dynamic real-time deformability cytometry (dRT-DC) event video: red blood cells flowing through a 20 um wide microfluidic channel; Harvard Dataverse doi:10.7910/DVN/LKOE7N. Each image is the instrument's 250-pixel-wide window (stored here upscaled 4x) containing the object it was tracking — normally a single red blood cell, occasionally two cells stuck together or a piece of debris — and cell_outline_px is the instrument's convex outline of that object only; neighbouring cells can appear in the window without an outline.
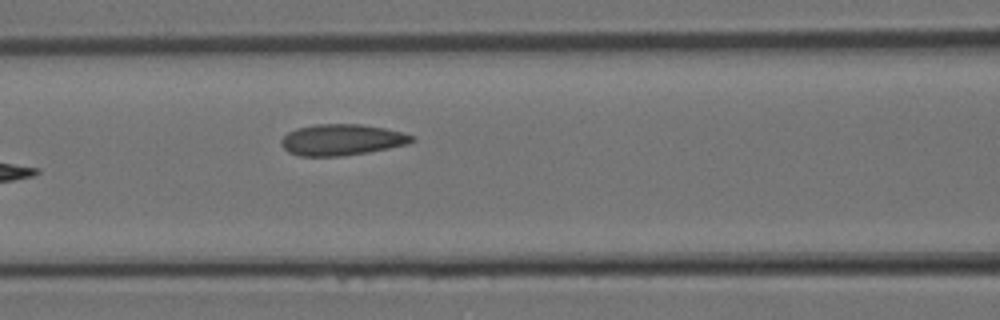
{"species": "Egyptian fruit bat (a non-hibernating species)", "species_latin": "Rousettus aegyptiacus", "temperature_condition": "room temperature", "stored_images_in_passage": 20, "camera_frame_rate_fps": 3000, "um_per_image_px": 0.085, "animal": {"sex": "female"}, "frame": {"image": 1, "passage_image": 4, "time_ms": 1.0, "image_size_px": [1000, 320], "cell_outline_px": [[416, 140], [408, 144], [368, 152], [340, 156], [300, 156], [288, 152], [280, 144], [280, 140], [288, 132], [296, 128], [316, 124], [360, 124], [384, 128], [416, 136]], "centroid_in_image_um": [29.04, 11.88], "position_along_channel_um": 137.6, "area_um2": 23.76}}
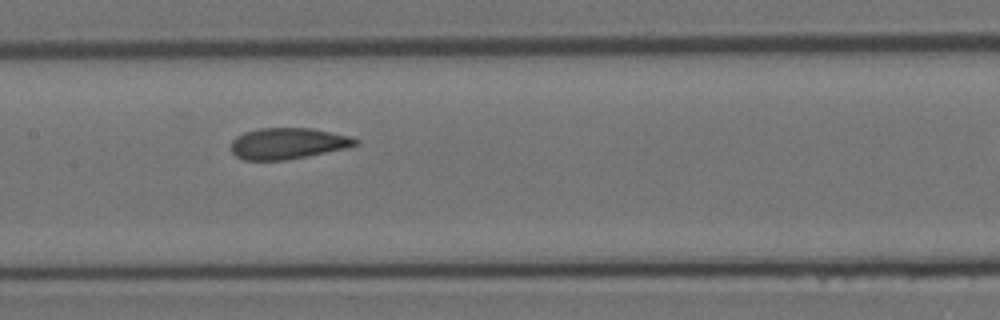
{"frame": {"image": 2, "passage_image": 6, "time_ms": 1.667, "image_size_px": [1000, 320], "cell_outline_px": [[360, 140], [356, 144], [348, 148], [308, 156], [284, 160], [244, 160], [236, 156], [232, 152], [232, 140], [236, 136], [244, 132], [260, 128], [312, 128], [352, 136]], "centroid_in_image_um": [24.49, 12.19], "position_along_channel_um": 182.9, "area_um2": 22.72}}